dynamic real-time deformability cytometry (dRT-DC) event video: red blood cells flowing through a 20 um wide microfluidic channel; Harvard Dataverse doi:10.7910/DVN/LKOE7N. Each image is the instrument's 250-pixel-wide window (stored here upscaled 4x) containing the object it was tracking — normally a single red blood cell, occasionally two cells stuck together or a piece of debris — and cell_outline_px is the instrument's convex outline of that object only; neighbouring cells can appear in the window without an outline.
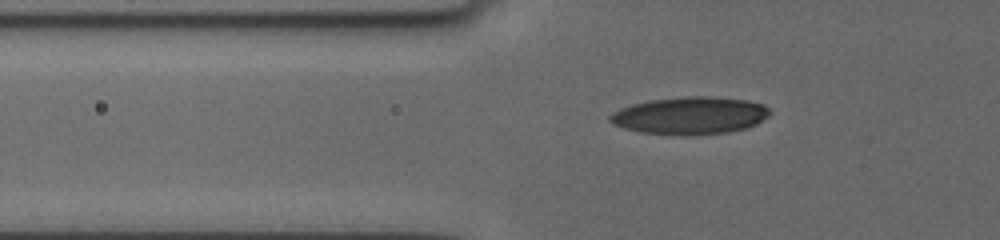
{"species": "human", "species_latin": "Homo sapiens", "temperature_condition": "cold", "stored_images_in_passage": 23, "camera_frame_rate_fps": 3000, "um_per_image_px": 0.085, "donor": {"sex": "female"}, "frame": {"image": 1, "passage_image": 7, "time_ms": 2.667, "image_size_px": [1000, 240], "cell_outline_px": [[772, 112], [768, 116], [756, 124], [744, 128], [728, 132], [680, 136], [640, 132], [624, 128], [612, 124], [608, 120], [608, 116], [612, 112], [620, 108], [632, 104], [652, 100], [684, 96], [712, 96], [748, 100], [764, 104]], "centroid_in_image_um": [58.63, 9.82], "position_along_channel_um": 67.2, "area_um2": 35.14}}
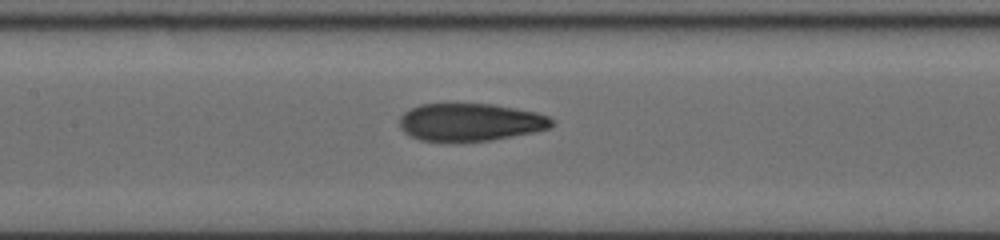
{"frame": {"image": 2, "passage_image": 14, "time_ms": 5.667, "image_size_px": [1000, 240], "cell_outline_px": [[556, 120], [552, 128], [536, 132], [488, 140], [460, 144], [452, 144], [420, 140], [404, 132], [400, 128], [400, 116], [404, 112], [420, 104], [492, 104], [516, 108], [536, 112], [548, 116]], "centroid_in_image_um": [39.99, 10.42], "position_along_channel_um": 167.4, "area_um2": 34.28}}
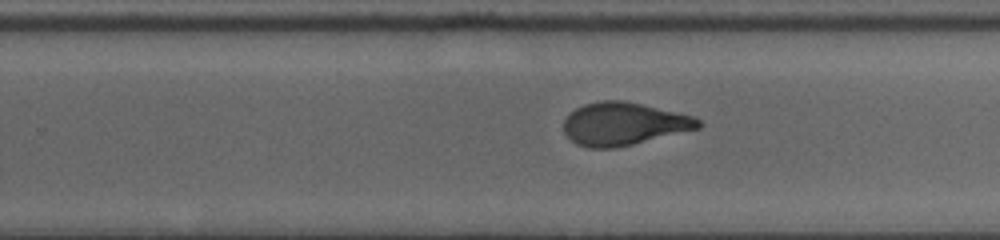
{"frame": {"image": 3, "passage_image": 21, "time_ms": 8.667, "image_size_px": [1000, 240], "cell_outline_px": [[700, 128], [632, 144], [612, 148], [588, 148], [576, 144], [564, 132], [564, 120], [576, 108], [584, 104], [600, 100], [624, 100], [692, 116], [700, 120]], "centroid_in_image_um": [52.98, 10.53], "position_along_channel_um": 276.8, "area_um2": 33.18}}